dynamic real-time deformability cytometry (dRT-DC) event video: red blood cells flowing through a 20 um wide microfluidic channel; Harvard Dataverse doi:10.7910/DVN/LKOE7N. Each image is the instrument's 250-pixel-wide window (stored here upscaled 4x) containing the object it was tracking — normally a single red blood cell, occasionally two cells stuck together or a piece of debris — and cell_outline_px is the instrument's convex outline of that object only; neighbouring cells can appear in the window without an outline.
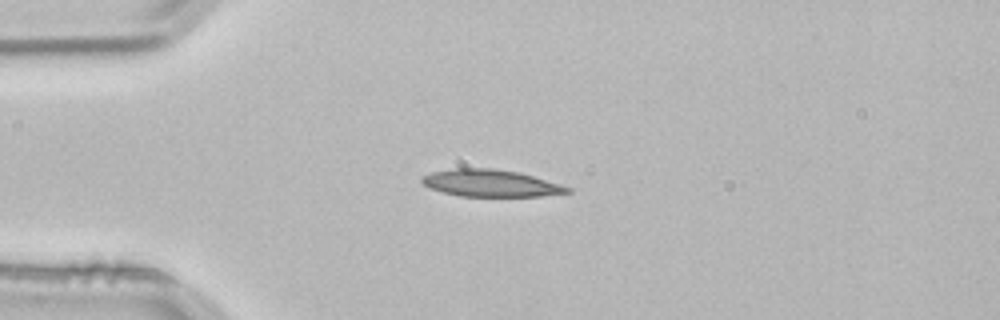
{"species": "common noctule bat (a hibernating species)", "species_latin": "Nyctalus noctula", "temperature_condition": "room temperature", "stored_images_in_passage": 1, "camera_frame_rate_fps": 3000, "um_per_image_px": 0.085, "animal": {"sex": "male", "body_mass_g": 21.5, "forearm_length_mm": 52.0}, "frame": {"image": 1, "passage_image": 1, "time_ms": 0.0, "image_size_px": [1000, 320], "cell_outline_px": [[572, 192], [540, 196], [460, 196], [428, 188], [420, 180], [424, 176], [432, 172], [452, 168], [492, 168], [520, 172], [560, 184], [572, 188]], "centroid_in_image_um": [41.72, 15.56], "position_along_channel_um": 43.3, "area_um2": 22.89}}